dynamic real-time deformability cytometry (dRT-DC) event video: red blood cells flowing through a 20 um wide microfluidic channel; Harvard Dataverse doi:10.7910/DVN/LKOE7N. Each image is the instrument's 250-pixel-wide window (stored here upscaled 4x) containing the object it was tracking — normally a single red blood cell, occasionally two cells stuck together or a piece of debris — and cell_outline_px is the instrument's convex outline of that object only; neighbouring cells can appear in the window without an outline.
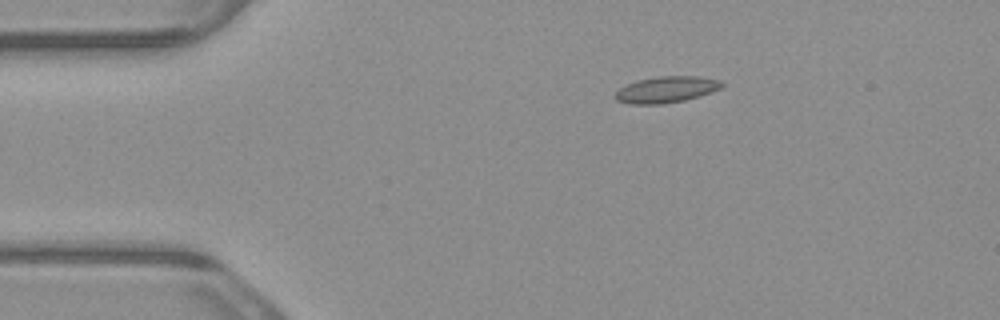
{"species": "common noctule bat (a hibernating species)", "species_latin": "Nyctalus noctula", "temperature_condition": "warm", "stored_images_in_passage": 3, "camera_frame_rate_fps": 3000, "um_per_image_px": 0.085, "animal": {"sex": "male", "body_mass_g": 23.1, "forearm_length_mm": 52.7}, "frame": {"image": 1, "passage_image": 2, "time_ms": 0.333, "image_size_px": [1000, 320], "cell_outline_px": [[724, 84], [720, 88], [712, 92], [700, 96], [684, 100], [660, 104], [628, 104], [616, 100], [612, 96], [620, 88], [636, 80], [660, 76], [700, 76], [720, 80]], "centroid_in_image_um": [56.62, 7.61], "position_along_channel_um": 28.4, "area_um2": 16.42}}